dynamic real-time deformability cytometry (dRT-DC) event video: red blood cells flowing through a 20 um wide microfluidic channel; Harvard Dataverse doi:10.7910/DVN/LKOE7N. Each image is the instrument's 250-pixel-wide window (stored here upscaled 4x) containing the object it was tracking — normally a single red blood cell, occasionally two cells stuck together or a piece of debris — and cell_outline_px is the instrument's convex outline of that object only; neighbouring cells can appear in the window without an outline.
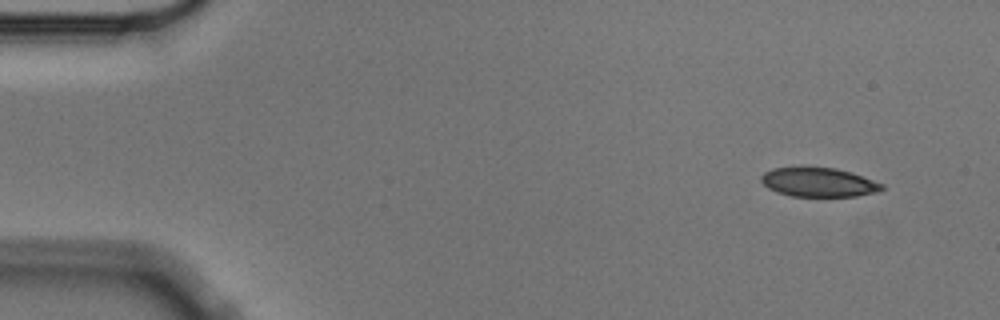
{"species": "Egyptian fruit bat (a non-hibernating species)", "species_latin": "Rousettus aegyptiacus", "temperature_condition": "cold", "stored_images_in_passage": 4, "camera_frame_rate_fps": 3000, "um_per_image_px": 0.085, "animal": {"sex": "male"}, "frame": {"image": 1, "passage_image": 1, "time_ms": 0.0, "image_size_px": [1000, 320], "cell_outline_px": [[884, 188], [880, 192], [856, 196], [792, 196], [776, 192], [768, 188], [760, 180], [760, 176], [764, 172], [772, 168], [804, 164], [836, 168], [852, 172], [884, 184]], "centroid_in_image_um": [69.55, 15.44], "position_along_channel_um": 15.4, "area_um2": 21.39}}
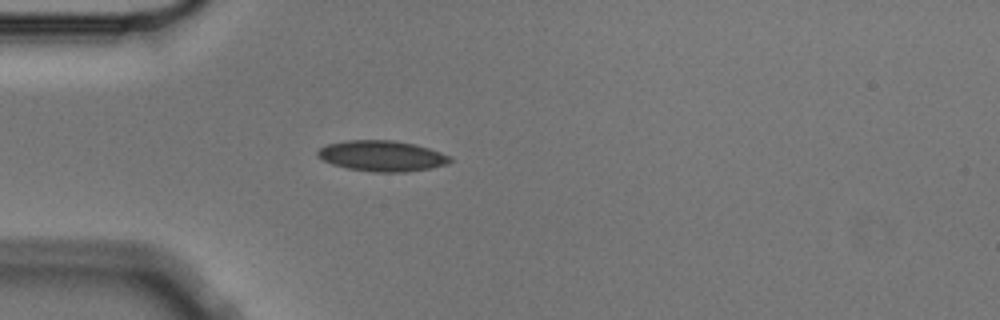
{"frame": {"image": 2, "passage_image": 4, "time_ms": 1.0, "image_size_px": [1000, 320], "cell_outline_px": [[452, 160], [448, 164], [432, 168], [404, 172], [372, 172], [348, 168], [332, 164], [316, 156], [316, 152], [320, 148], [328, 144], [348, 140], [392, 140], [416, 144], [452, 156]], "centroid_in_image_um": [32.49, 13.25], "position_along_channel_um": 52.5, "area_um2": 23.76}}